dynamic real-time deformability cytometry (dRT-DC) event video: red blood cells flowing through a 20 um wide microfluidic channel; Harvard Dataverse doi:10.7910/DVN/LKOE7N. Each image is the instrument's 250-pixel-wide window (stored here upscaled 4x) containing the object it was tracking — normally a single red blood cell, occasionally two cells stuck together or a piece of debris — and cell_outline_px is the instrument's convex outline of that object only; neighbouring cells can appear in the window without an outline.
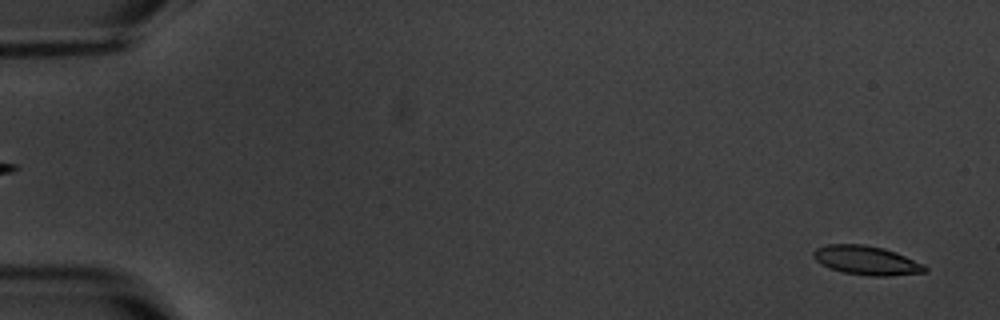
{"species": "common noctule bat (a hibernating species)", "species_latin": "Nyctalus noctula", "temperature_condition": "warm", "stored_images_in_passage": 3, "segment_of_instrument_passage": [2, 2], "camera_frame_rate_fps": 3000, "um_per_image_px": 0.085, "animal": {"sex": "male", "body_mass_g": 20.1, "forearm_length_mm": 53.5}, "frame": {"image": 1, "passage_image": 3, "time_ms": 2.333, "image_size_px": [1000, 320], "cell_outline_px": [[928, 268], [924, 272], [888, 276], [868, 276], [844, 272], [832, 268], [816, 260], [812, 256], [812, 252], [816, 248], [828, 244], [864, 244], [884, 248], [896, 252], [924, 264]], "centroid_in_image_um": [73.66, 22.12], "position_along_channel_um": 11.3, "area_um2": 18.73}}